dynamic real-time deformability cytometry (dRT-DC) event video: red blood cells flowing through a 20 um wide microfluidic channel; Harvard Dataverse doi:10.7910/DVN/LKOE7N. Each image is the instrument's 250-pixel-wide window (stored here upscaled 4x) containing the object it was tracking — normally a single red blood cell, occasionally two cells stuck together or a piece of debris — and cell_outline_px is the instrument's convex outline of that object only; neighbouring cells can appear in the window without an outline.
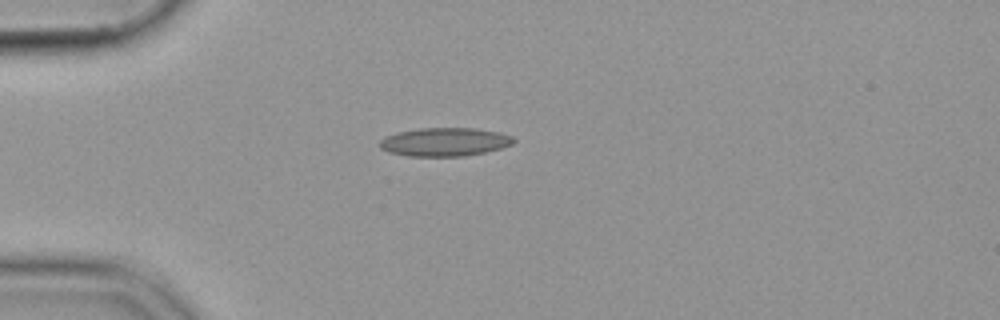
{"species": "common noctule bat (a hibernating species)", "species_latin": "Nyctalus noctula", "temperature_condition": "cold", "stored_images_in_passage": 41, "camera_frame_rate_fps": 3000, "um_per_image_px": 0.085, "animal": {"sex": "female", "body_mass_g": 19.9}, "frame": {"image": 1, "passage_image": 1, "time_ms": 0.0, "image_size_px": [1000, 320], "cell_outline_px": [[516, 140], [512, 144], [500, 148], [484, 152], [464, 156], [408, 156], [388, 152], [380, 148], [380, 140], [384, 136], [396, 132], [420, 128], [472, 128], [500, 132], [512, 136]], "centroid_in_image_um": [37.77, 12.06], "position_along_channel_um": 47.2, "area_um2": 22.25}}
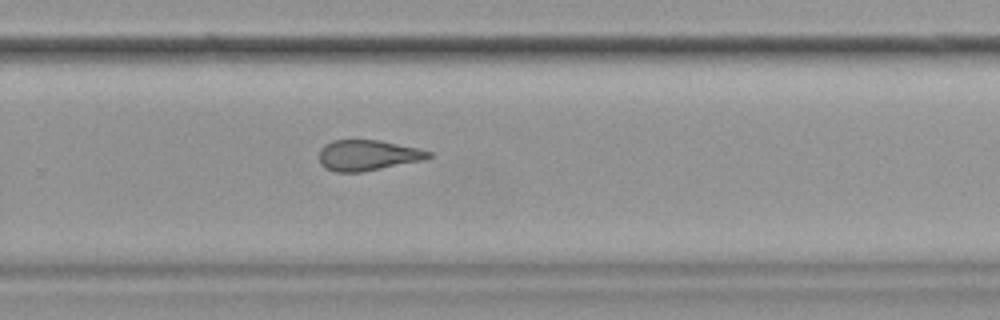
{"frame": {"image": 2, "passage_image": 23, "time_ms": 7.333, "image_size_px": [1000, 320], "cell_outline_px": [[432, 156], [428, 160], [364, 172], [336, 172], [324, 168], [320, 164], [320, 148], [324, 144], [332, 140], [380, 140], [420, 148], [432, 152]], "centroid_in_image_um": [31.31, 13.21], "position_along_channel_um": 298.5, "area_um2": 20.06}}
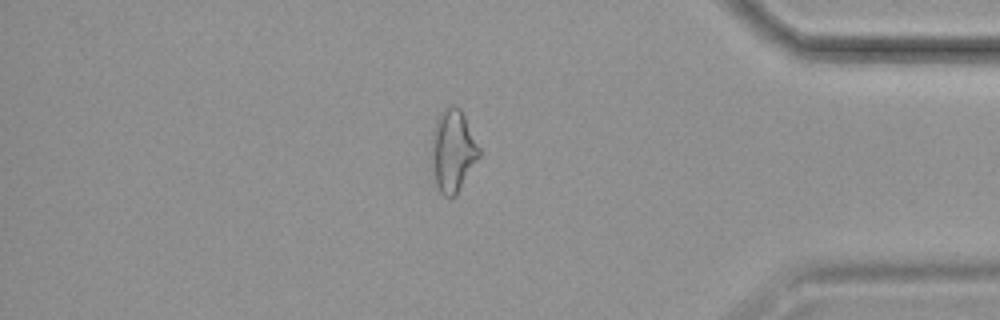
{"frame": {"image": 3, "passage_image": 33, "time_ms": 10.667, "image_size_px": [1000, 320], "cell_outline_px": [[480, 156], [456, 196], [444, 196], [440, 192], [436, 184], [432, 168], [432, 132], [436, 120], [440, 112], [448, 104], [456, 104], [460, 108], [480, 148]], "centroid_in_image_um": [38.49, 12.79], "position_along_channel_um": 396.7, "area_um2": 22.83}}